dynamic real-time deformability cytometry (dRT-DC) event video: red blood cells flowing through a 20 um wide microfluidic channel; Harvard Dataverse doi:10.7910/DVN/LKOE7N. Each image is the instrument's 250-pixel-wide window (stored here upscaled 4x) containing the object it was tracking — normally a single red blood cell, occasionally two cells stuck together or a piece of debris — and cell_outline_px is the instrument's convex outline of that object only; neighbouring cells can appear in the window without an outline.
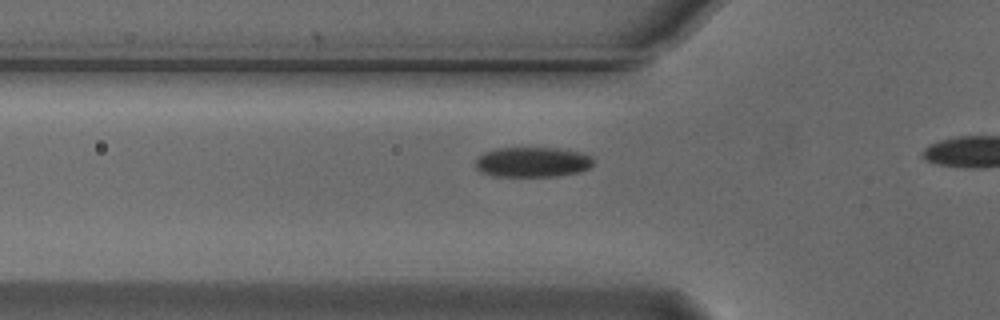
{"species": "Egyptian fruit bat (a non-hibernating species)", "species_latin": "Rousettus aegyptiacus", "temperature_condition": "cold", "stored_images_in_passage": 22, "camera_frame_rate_fps": 3000, "um_per_image_px": 0.085, "animal": {"sex": "male"}, "frame": {"image": 1, "passage_image": 13, "time_ms": 4.0, "image_size_px": [1000, 320], "cell_outline_px": [[592, 164], [588, 168], [580, 172], [560, 176], [492, 176], [480, 172], [476, 168], [476, 160], [484, 152], [496, 148], [556, 148], [576, 152], [592, 156]], "centroid_in_image_um": [45.23, 13.79], "position_along_channel_um": 80.6, "area_um2": 20.58}}
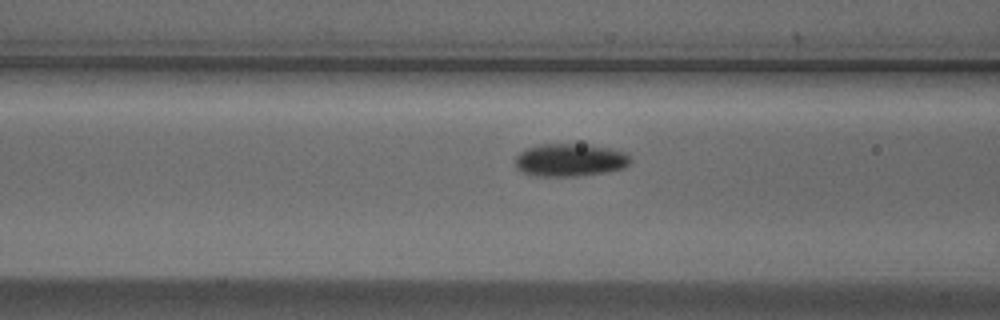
{"frame": {"image": 2, "passage_image": 16, "time_ms": 5.0, "image_size_px": [1000, 320], "cell_outline_px": [[632, 160], [624, 168], [608, 172], [580, 176], [532, 176], [520, 172], [516, 168], [516, 156], [520, 152], [528, 148], [544, 144], [592, 144], [628, 152]], "centroid_in_image_um": [48.49, 13.61], "position_along_channel_um": 118.1, "area_um2": 22.43}}
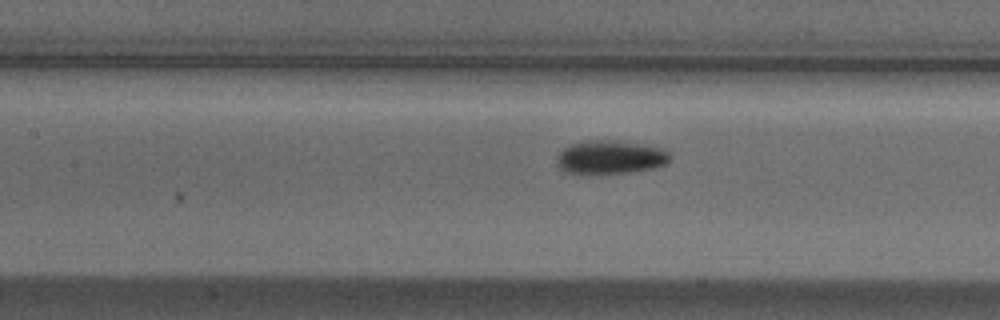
{"frame": {"image": 3, "passage_image": 19, "time_ms": 6.0, "image_size_px": [1000, 320], "cell_outline_px": [[668, 164], [652, 168], [628, 172], [564, 172], [556, 164], [556, 156], [564, 148], [572, 144], [588, 140], [608, 140], [644, 144], [664, 148], [668, 152]], "centroid_in_image_um": [51.88, 13.34], "position_along_channel_um": 155.5, "area_um2": 21.68}}